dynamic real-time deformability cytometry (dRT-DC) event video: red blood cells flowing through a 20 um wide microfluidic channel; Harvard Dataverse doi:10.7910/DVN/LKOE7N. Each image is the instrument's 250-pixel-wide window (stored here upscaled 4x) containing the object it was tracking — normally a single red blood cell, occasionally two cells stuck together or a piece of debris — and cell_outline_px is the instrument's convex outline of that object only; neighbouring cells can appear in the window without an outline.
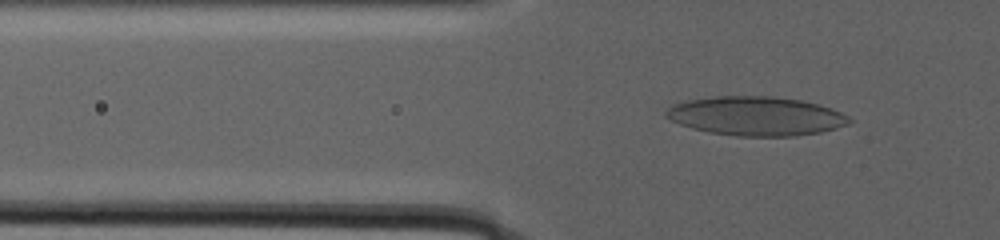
{"species": "human", "species_latin": "Homo sapiens", "temperature_condition": "warm", "stored_images_in_passage": 124, "camera_frame_rate_fps": 3000, "um_per_image_px": 0.085, "donor": {"sex": "male"}, "frame": {"image": 1, "passage_image": 51, "time_ms": 13.667, "image_size_px": [1000, 240], "cell_outline_px": [[852, 120], [848, 124], [836, 128], [820, 132], [796, 136], [736, 136], [708, 132], [692, 128], [680, 124], [664, 116], [664, 112], [672, 104], [688, 100], [716, 96], [772, 96], [800, 100], [832, 108], [848, 116]], "centroid_in_image_um": [64.24, 9.87], "position_along_channel_um": 61.6, "area_um2": 41.67}}
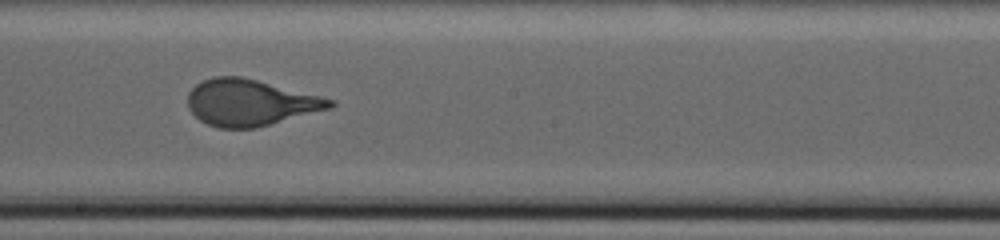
{"frame": {"image": 2, "passage_image": 85, "time_ms": 22.667, "image_size_px": [1000, 240], "cell_outline_px": [[336, 104], [332, 108], [256, 128], [220, 128], [208, 124], [200, 120], [188, 108], [188, 92], [196, 84], [212, 76], [240, 76], [336, 100]], "centroid_in_image_um": [21.27, 8.72], "position_along_channel_um": 226.9, "area_um2": 38.26}}
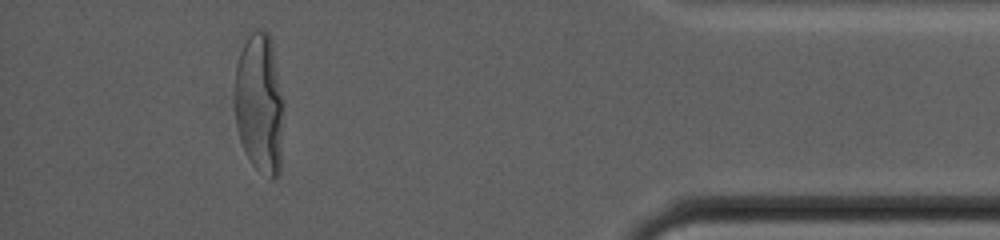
{"frame": {"image": 3, "passage_image": 114, "time_ms": 33.667, "image_size_px": [1000, 240], "cell_outline_px": [[284, 104], [280, 172], [272, 180], [256, 168], [252, 164], [240, 140], [236, 124], [236, 64], [240, 52], [248, 36], [256, 28], [260, 28], [268, 32], [272, 40], [284, 100]], "centroid_in_image_um": [22.1, 8.77], "position_along_channel_um": 413.1, "area_um2": 40.34}, "authors_computed_cell_mechanics": {"area_um2": 39.9976, "velocity_mm_per_s": 2.0331, "shape_relaxation_time_tau1_ms": 10.6108, "shape_relaxation_time_tau2_ms": null, "deformation_change_tau1": 0.2809, "deformation_change_tau2": null}}